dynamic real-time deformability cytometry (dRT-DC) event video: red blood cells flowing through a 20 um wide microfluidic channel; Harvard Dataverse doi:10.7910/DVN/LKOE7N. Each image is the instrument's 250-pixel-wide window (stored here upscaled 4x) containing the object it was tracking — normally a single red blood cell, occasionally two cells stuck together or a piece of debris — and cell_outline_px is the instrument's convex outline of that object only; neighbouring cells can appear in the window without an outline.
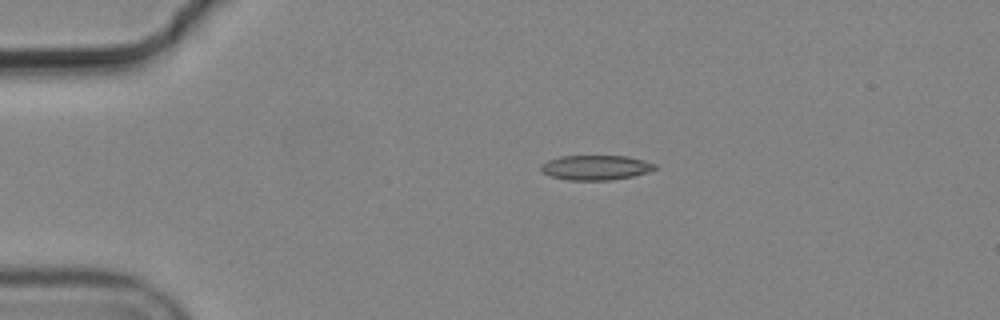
{"species": "common noctule bat (a hibernating species)", "species_latin": "Nyctalus noctula", "temperature_condition": "cold", "stored_images_in_passage": 5, "camera_frame_rate_fps": 3000, "um_per_image_px": 0.085, "animal": {"sex": "male", "body_mass_g": 19.2, "forearm_length_mm": 51.8}, "frame": {"image": 1, "passage_image": 3, "time_ms": 0.667, "image_size_px": [1000, 320], "cell_outline_px": [[656, 168], [648, 172], [632, 176], [612, 180], [568, 180], [552, 176], [544, 172], [540, 168], [540, 164], [548, 160], [560, 156], [628, 156], [644, 160], [656, 164]], "centroid_in_image_um": [50.64, 14.23], "position_along_channel_um": 34.4, "area_um2": 16.42}}
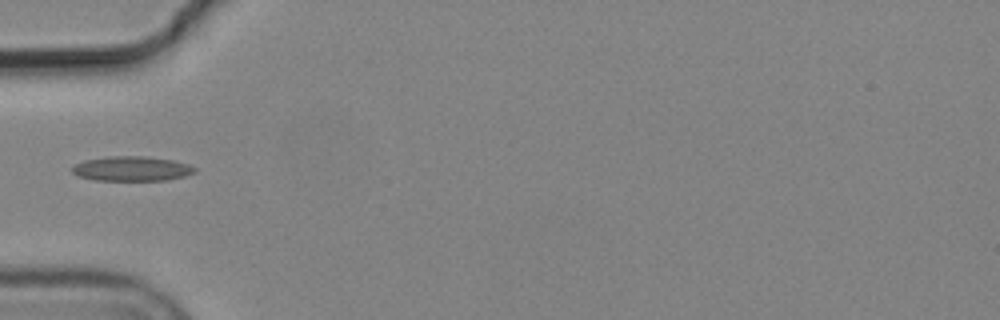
{"frame": {"image": 2, "passage_image": 5, "time_ms": 1.333, "image_size_px": [1000, 320], "cell_outline_px": [[196, 172], [184, 176], [168, 180], [96, 180], [76, 176], [72, 172], [72, 164], [84, 160], [108, 156], [144, 156], [172, 160], [188, 164], [196, 168]], "centroid_in_image_um": [11.16, 14.33], "position_along_channel_um": 73.8, "area_um2": 17.74}}